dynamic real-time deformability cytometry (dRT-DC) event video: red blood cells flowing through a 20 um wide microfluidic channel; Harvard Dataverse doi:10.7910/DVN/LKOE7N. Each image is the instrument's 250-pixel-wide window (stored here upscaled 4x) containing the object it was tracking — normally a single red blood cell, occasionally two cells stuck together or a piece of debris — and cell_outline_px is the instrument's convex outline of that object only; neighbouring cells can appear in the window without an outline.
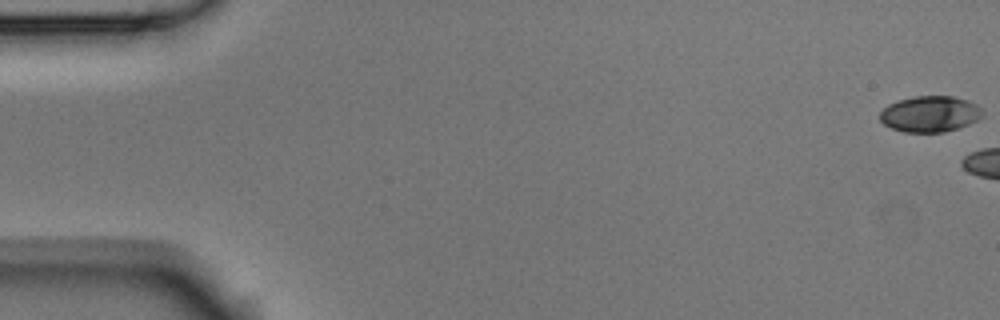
{"species": "Egyptian fruit bat (a non-hibernating species)", "species_latin": "Rousettus aegyptiacus", "temperature_condition": "room temperature", "stored_images_in_passage": 3, "camera_frame_rate_fps": 3000, "um_per_image_px": 0.085, "animal": {"sex": "male"}, "frame": {"image": 1, "passage_image": 1, "time_ms": 0.0, "image_size_px": [1000, 320], "cell_outline_px": [[984, 116], [960, 128], [944, 132], [904, 132], [892, 128], [884, 124], [880, 120], [880, 112], [888, 104], [912, 96], [952, 96], [968, 100], [976, 104], [980, 108]], "centroid_in_image_um": [79.06, 9.69], "position_along_channel_um": 5.9, "area_um2": 21.56}}